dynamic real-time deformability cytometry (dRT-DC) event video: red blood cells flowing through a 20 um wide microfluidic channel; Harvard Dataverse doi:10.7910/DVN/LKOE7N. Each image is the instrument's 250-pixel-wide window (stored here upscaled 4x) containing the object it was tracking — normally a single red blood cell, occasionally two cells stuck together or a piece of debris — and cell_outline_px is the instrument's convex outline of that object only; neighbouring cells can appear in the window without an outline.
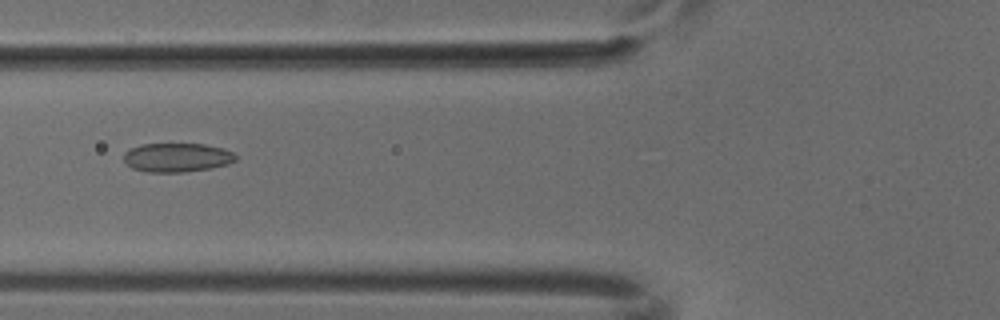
{"species": "common noctule bat (a hibernating species)", "species_latin": "Nyctalus noctula", "temperature_condition": "cold", "stored_images_in_passage": 6, "camera_frame_rate_fps": 3000, "um_per_image_px": 0.085, "animal": {"sex": "male", "body_mass_g": 18.8}, "frame": {"image": 1, "passage_image": 6, "time_ms": 1.667, "image_size_px": [1000, 320], "cell_outline_px": [[236, 160], [228, 164], [212, 168], [184, 172], [148, 172], [132, 168], [124, 160], [124, 152], [140, 144], [204, 144], [224, 148], [232, 152], [236, 156]], "centroid_in_image_um": [15.06, 13.39], "position_along_channel_um": 110.7, "area_um2": 18.9}}